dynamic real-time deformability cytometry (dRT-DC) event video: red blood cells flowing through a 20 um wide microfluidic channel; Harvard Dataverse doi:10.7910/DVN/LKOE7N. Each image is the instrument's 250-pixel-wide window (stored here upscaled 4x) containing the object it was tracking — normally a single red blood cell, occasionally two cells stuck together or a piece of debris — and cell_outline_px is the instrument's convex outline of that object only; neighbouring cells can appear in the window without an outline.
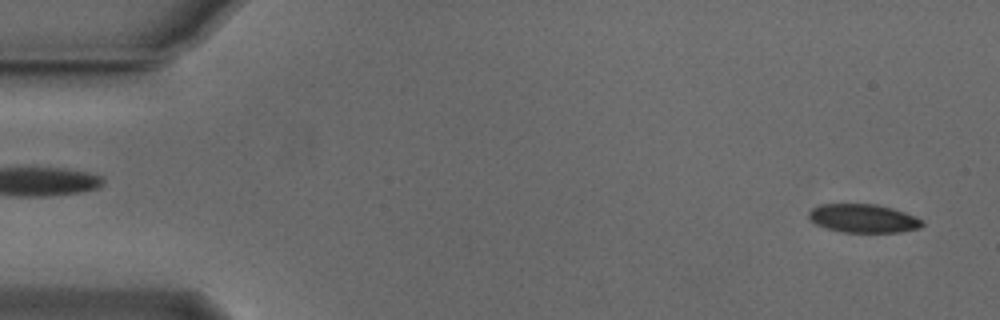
{"species": "Egyptian fruit bat (a non-hibernating species)", "species_latin": "Rousettus aegyptiacus", "temperature_condition": "cold", "stored_images_in_passage": 53, "camera_frame_rate_fps": 3000, "um_per_image_px": 0.085, "animal": {"sex": "male"}, "frame": {"image": 1, "passage_image": 2, "time_ms": 0.333, "image_size_px": [1000, 320], "cell_outline_px": [[924, 224], [920, 228], [900, 232], [840, 232], [816, 224], [808, 216], [808, 212], [812, 208], [820, 204], [876, 204], [892, 208], [916, 216], [924, 220]], "centroid_in_image_um": [73.41, 18.56], "position_along_channel_um": 11.6, "area_um2": 18.9}}
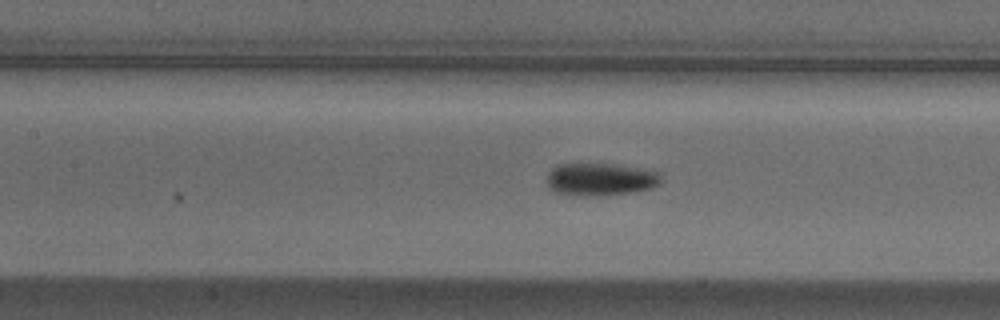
{"frame": {"image": 2, "passage_image": 23, "time_ms": 7.333, "image_size_px": [1000, 320], "cell_outline_px": [[660, 184], [652, 188], [632, 192], [596, 196], [552, 192], [548, 188], [548, 172], [556, 164], [616, 164], [660, 172]], "centroid_in_image_um": [51.03, 15.23], "position_along_channel_um": 156.4, "area_um2": 21.62}}
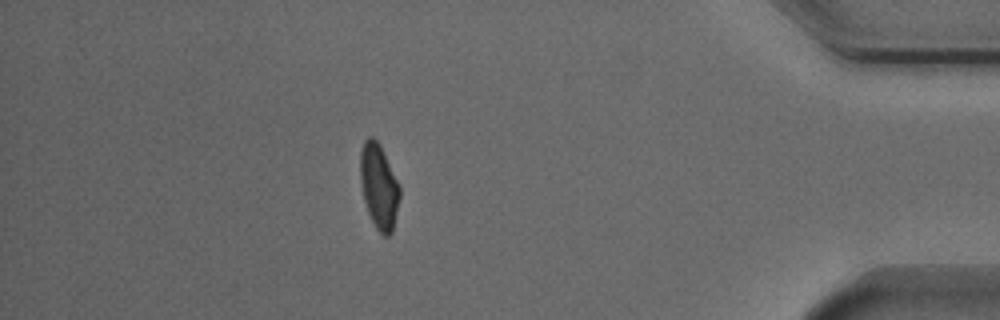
{"frame": {"image": 3, "passage_image": 46, "time_ms": 15.0, "image_size_px": [1000, 320], "cell_outline_px": [[400, 196], [392, 232], [388, 236], [384, 236], [376, 228], [368, 212], [364, 200], [360, 180], [360, 152], [364, 140], [368, 136], [372, 136], [380, 144], [400, 184]], "centroid_in_image_um": [32.21, 15.8], "position_along_channel_um": 403.0, "area_um2": 19.59}, "authors_computed_cell_mechanics": {"area_um2": 20.3456, "velocity_mm_per_s": 3.8295, "shape_relaxation_time_tau1_ms": 3.4591, "shape_relaxation_time_tau2_ms": 6.5987, "deformation_change_tau1": 0.1259, "deformation_change_tau2": 0.0744}}